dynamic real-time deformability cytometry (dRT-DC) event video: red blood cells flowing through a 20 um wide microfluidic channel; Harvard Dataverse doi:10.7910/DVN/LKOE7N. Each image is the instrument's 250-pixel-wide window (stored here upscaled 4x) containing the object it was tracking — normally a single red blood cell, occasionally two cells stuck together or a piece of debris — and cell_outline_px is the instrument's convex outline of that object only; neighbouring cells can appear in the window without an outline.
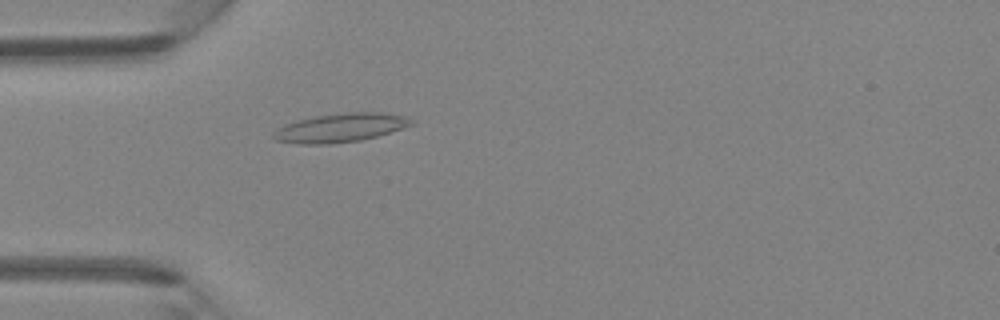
{"species": "Egyptian fruit bat (a non-hibernating species)", "species_latin": "Rousettus aegyptiacus", "temperature_condition": "room temperature", "stored_images_in_passage": 46, "camera_frame_rate_fps": 3000, "um_per_image_px": 0.085, "animal": {"sex": "female"}, "frame": {"image": 1, "passage_image": 14, "time_ms": 4.333, "image_size_px": [1000, 320], "cell_outline_px": [[416, 124], [404, 128], [376, 136], [360, 140], [332, 144], [296, 144], [276, 140], [272, 136], [272, 132], [276, 128], [284, 124], [296, 120], [316, 116], [344, 112], [380, 112], [408, 116], [416, 120]], "centroid_in_image_um": [28.96, 10.85], "position_along_channel_um": 56.0, "area_um2": 23.52}}
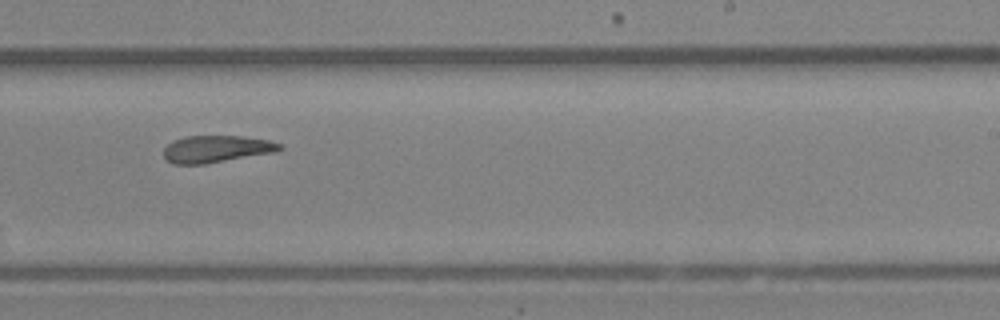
{"frame": {"image": 2, "passage_image": 29, "time_ms": 9.333, "image_size_px": [1000, 320], "cell_outline_px": [[284, 148], [276, 152], [204, 164], [172, 164], [164, 156], [164, 148], [172, 140], [188, 136], [244, 136], [268, 140], [280, 144]], "centroid_in_image_um": [18.4, 12.66], "position_along_channel_um": 270.6, "area_um2": 18.26}}
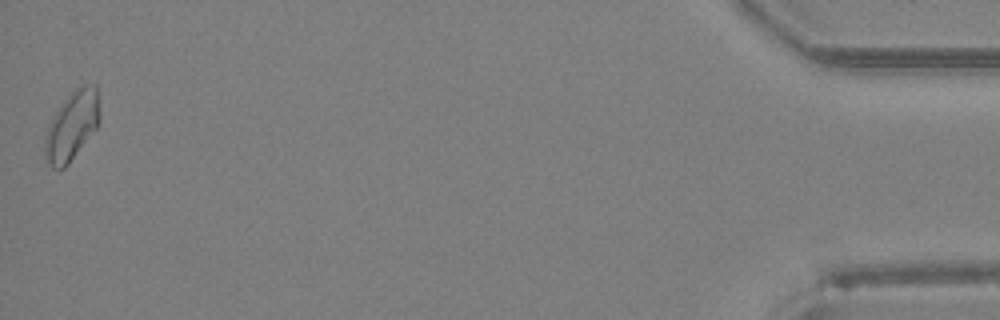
{"frame": {"image": 3, "passage_image": 46, "time_ms": 15.0, "image_size_px": [1000, 320], "cell_outline_px": [[100, 120], [96, 128], [68, 164], [64, 168], [52, 168], [48, 164], [44, 152], [44, 136], [52, 116], [64, 100], [76, 88], [84, 84], [96, 84], [100, 112]], "centroid_in_image_um": [6.1, 10.68], "position_along_channel_um": 429.1, "area_um2": 21.96}}